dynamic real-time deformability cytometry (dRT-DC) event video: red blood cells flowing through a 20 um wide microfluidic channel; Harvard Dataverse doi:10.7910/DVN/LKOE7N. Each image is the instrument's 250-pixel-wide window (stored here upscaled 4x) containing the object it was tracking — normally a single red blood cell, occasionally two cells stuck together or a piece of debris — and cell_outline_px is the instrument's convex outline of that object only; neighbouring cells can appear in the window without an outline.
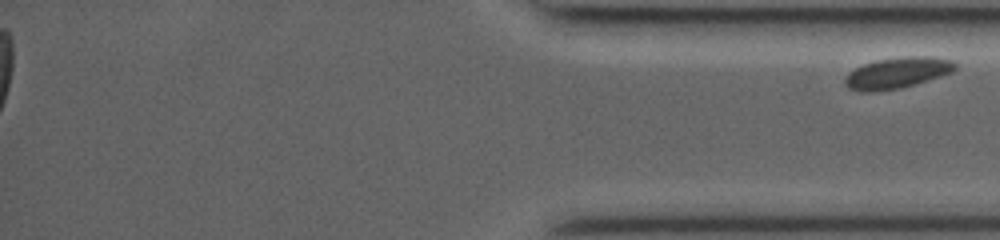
{"species": "common noctule bat (a hibernating species)", "species_latin": "Nyctalus noctula", "temperature_condition": "room temperature", "stored_images_in_passage": 48, "segment_of_instrument_passage": [2, 2], "camera_frame_rate_fps": 3000, "um_per_image_px": 0.085, "animal": {"sex": "female", "body_mass_g": 19.0, "forearm_length_mm": 53.3}, "frame": {"image": 1, "passage_image": 48, "time_ms": 15.667, "image_size_px": [1000, 240], "cell_outline_px": [[956, 68], [952, 72], [928, 80], [900, 88], [876, 92], [860, 92], [848, 88], [844, 84], [844, 76], [848, 72], [864, 64], [876, 60], [908, 56], [936, 56], [952, 60], [956, 64]], "centroid_in_image_um": [76.24, 6.2], "position_along_channel_um": 359.0, "area_um2": 20.11}}